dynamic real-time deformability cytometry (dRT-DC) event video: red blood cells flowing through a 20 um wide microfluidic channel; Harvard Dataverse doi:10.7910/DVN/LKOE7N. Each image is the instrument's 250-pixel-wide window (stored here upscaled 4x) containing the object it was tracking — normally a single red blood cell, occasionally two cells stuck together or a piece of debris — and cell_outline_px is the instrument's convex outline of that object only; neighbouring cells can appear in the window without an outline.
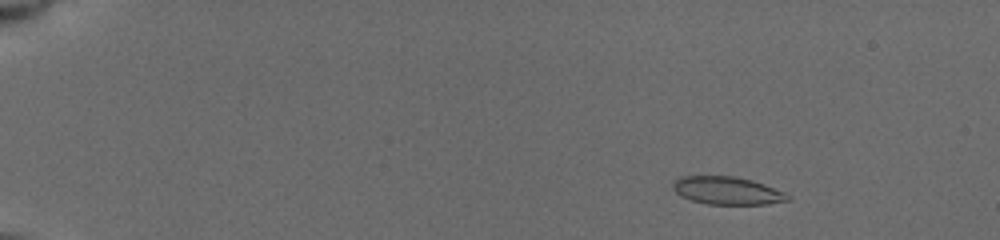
{"species": "common noctule bat (a hibernating species)", "species_latin": "Nyctalus noctula", "temperature_condition": "cold", "stored_images_in_passage": 60, "camera_frame_rate_fps": 3000, "um_per_image_px": 0.085, "animal": {"sex": "female", "body_mass_g": 19.5, "forearm_length_mm": 54.1}, "frame": {"image": 1, "passage_image": 7, "time_ms": 2.333, "image_size_px": [1000, 240], "cell_outline_px": [[792, 200], [768, 204], [708, 204], [692, 200], [680, 196], [672, 188], [672, 184], [680, 176], [736, 176], [752, 180], [784, 192], [792, 196]], "centroid_in_image_um": [61.83, 16.2], "position_along_channel_um": 23.2, "area_um2": 18.67}}
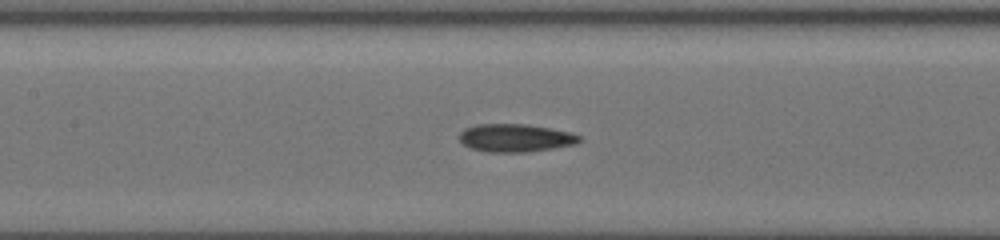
{"frame": {"image": 2, "passage_image": 34, "time_ms": 9.0, "image_size_px": [1000, 240], "cell_outline_px": [[584, 140], [576, 144], [528, 152], [488, 152], [472, 148], [464, 144], [460, 140], [460, 132], [464, 128], [476, 124], [528, 124], [572, 132], [580, 136]], "centroid_in_image_um": [43.85, 11.71], "position_along_channel_um": 163.6, "area_um2": 19.65}}
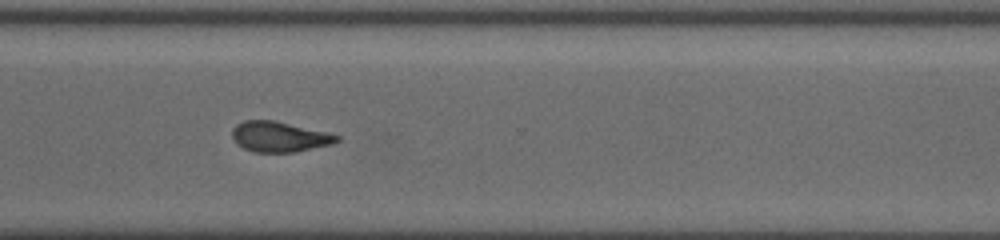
{"frame": {"image": 3, "passage_image": 59, "time_ms": 13.667, "image_size_px": [1000, 240], "cell_outline_px": [[340, 140], [332, 144], [296, 152], [252, 152], [236, 144], [232, 136], [232, 128], [236, 124], [244, 120], [272, 120], [328, 132], [340, 136]], "centroid_in_image_um": [23.73, 11.62], "position_along_channel_um": 346.9, "area_um2": 18.61}}